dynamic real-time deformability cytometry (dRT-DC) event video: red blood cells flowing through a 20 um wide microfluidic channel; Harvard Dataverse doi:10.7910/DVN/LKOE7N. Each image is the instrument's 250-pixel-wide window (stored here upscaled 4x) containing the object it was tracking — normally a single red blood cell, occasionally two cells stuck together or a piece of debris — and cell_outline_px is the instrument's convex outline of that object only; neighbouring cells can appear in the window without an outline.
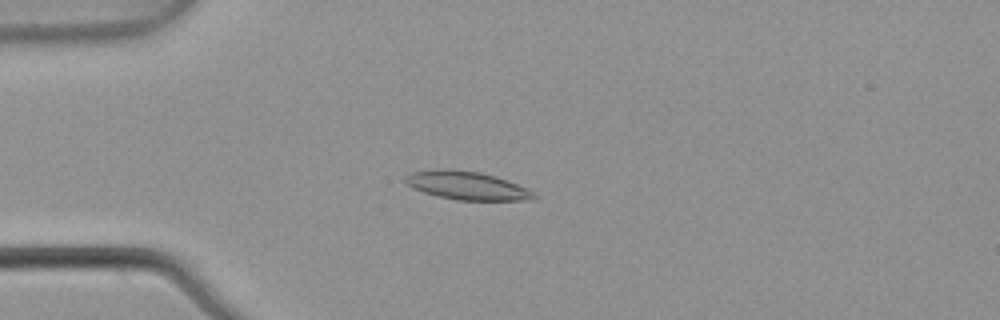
{"species": "common noctule bat (a hibernating species)", "species_latin": "Nyctalus noctula", "temperature_condition": "warm", "stored_images_in_passage": 6, "camera_frame_rate_fps": 3000, "um_per_image_px": 0.085, "animal": {"sex": "male", "body_mass_g": 21.5, "forearm_length_mm": 52.0}, "frame": {"image": 1, "passage_image": 4, "time_ms": 1.0, "image_size_px": [1000, 320], "cell_outline_px": [[536, 196], [532, 200], [456, 200], [424, 192], [412, 188], [404, 184], [404, 176], [412, 172], [480, 172], [496, 176], [508, 180], [528, 188], [536, 192]], "centroid_in_image_um": [39.79, 15.83], "position_along_channel_um": 45.2, "area_um2": 20.4}}
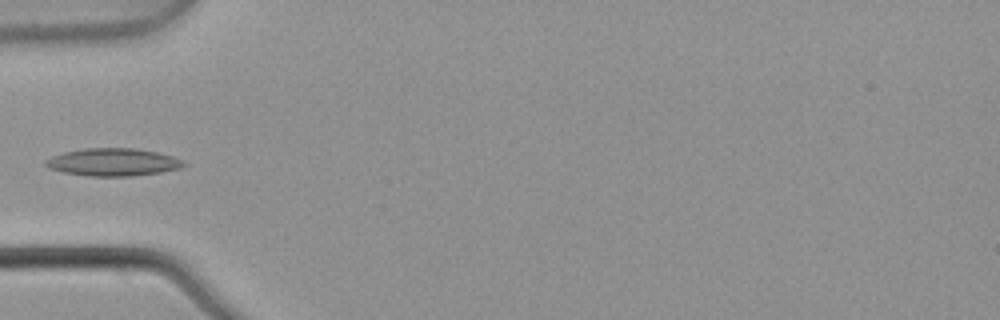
{"frame": {"image": 2, "passage_image": 5, "time_ms": 1.333, "image_size_px": [1000, 320], "cell_outline_px": [[188, 164], [180, 168], [160, 172], [128, 176], [88, 176], [64, 172], [48, 168], [44, 164], [44, 160], [52, 156], [64, 152], [84, 148], [132, 148], [156, 152], [172, 156]], "centroid_in_image_um": [9.56, 13.78], "position_along_channel_um": 75.4, "area_um2": 22.08}}
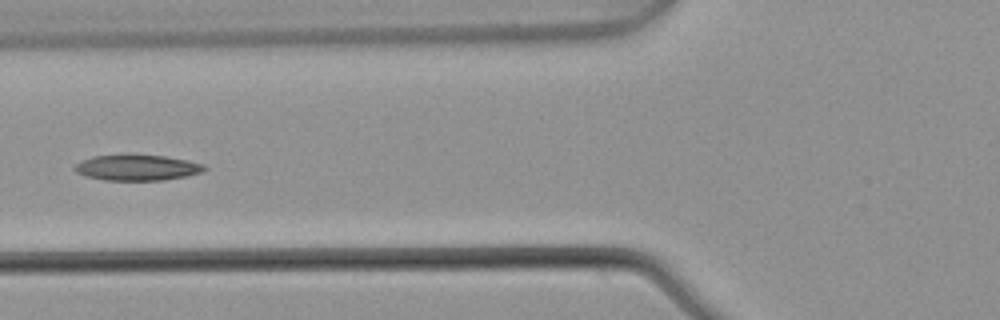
{"frame": {"image": 3, "passage_image": 6, "time_ms": 1.667, "image_size_px": [1000, 320], "cell_outline_px": [[208, 168], [200, 172], [188, 176], [164, 180], [104, 180], [88, 176], [76, 172], [72, 168], [76, 164], [92, 156], [128, 152], [164, 156], [188, 160], [204, 164]], "centroid_in_image_um": [11.66, 14.21], "position_along_channel_um": 114.1, "area_um2": 20.06}}